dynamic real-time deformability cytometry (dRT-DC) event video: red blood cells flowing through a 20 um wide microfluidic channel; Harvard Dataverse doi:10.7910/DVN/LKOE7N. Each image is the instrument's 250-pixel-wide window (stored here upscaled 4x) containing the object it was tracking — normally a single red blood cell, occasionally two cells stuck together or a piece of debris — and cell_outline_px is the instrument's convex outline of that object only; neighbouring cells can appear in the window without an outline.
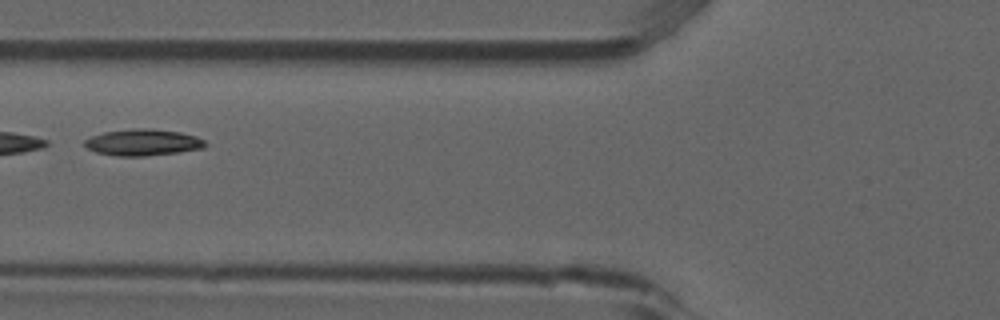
{"species": "common noctule bat (a hibernating species)", "species_latin": "Nyctalus noctula", "temperature_condition": "room temperature", "stored_images_in_passage": 9, "camera_frame_rate_fps": 3000, "um_per_image_px": 0.085, "animal": {"sex": "male", "forearm_length_mm": 52.5}, "frame": {"image": 1, "passage_image": 6, "time_ms": 1.667, "image_size_px": [1000, 320], "cell_outline_px": [[208, 144], [204, 148], [176, 152], [144, 156], [116, 156], [96, 152], [88, 148], [84, 144], [84, 140], [92, 136], [104, 132], [132, 128], [152, 128], [180, 132], [196, 136], [204, 140]], "centroid_in_image_um": [12.15, 12.09], "position_along_channel_um": 113.6, "area_um2": 18.61}}
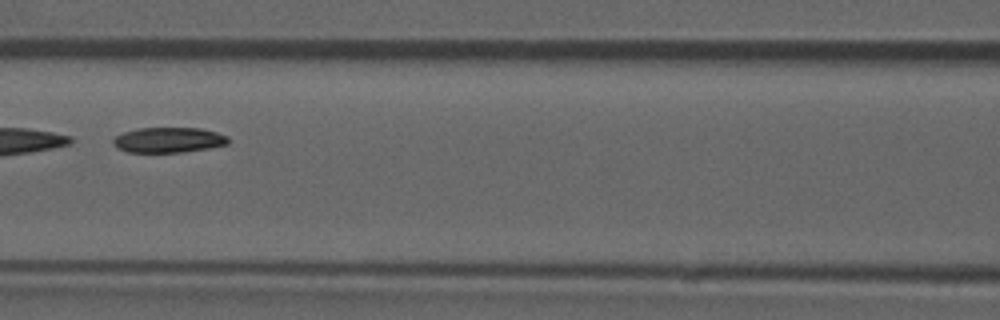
{"frame": {"image": 2, "passage_image": 7, "time_ms": 2.0, "image_size_px": [1000, 320], "cell_outline_px": [[232, 140], [228, 144], [208, 148], [184, 152], [128, 152], [116, 148], [112, 144], [112, 140], [116, 136], [124, 132], [136, 128], [200, 128], [216, 132], [228, 136]], "centroid_in_image_um": [14.33, 11.9], "position_along_channel_um": 152.3, "area_um2": 17.11}}